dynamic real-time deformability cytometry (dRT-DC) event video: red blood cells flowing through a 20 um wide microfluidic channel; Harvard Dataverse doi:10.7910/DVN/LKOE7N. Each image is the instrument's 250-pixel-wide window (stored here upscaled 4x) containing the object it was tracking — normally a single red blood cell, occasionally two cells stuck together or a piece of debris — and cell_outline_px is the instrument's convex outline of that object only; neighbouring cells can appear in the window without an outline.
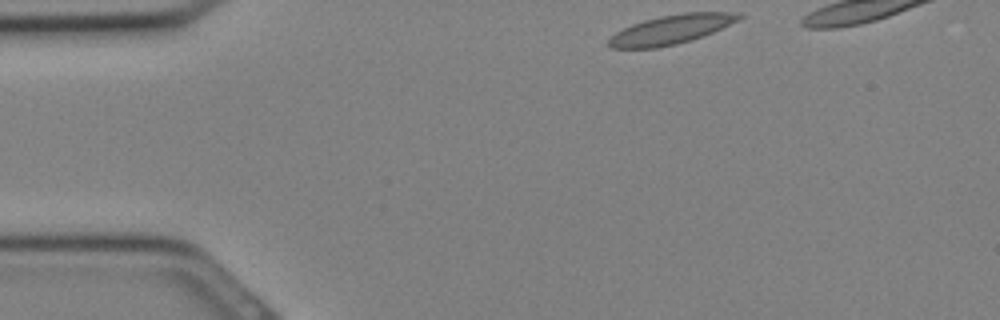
{"species": "Egyptian fruit bat (a non-hibernating species)", "species_latin": "Rousettus aegyptiacus", "temperature_condition": "cold", "stored_images_in_passage": 11, "camera_frame_rate_fps": 3000, "um_per_image_px": 0.085, "animal": {"sex": "female"}, "frame": {"image": 1, "passage_image": 1, "time_ms": 0.0, "image_size_px": [1000, 320], "cell_outline_px": [[744, 16], [712, 32], [676, 44], [656, 48], [612, 48], [608, 44], [608, 40], [616, 32], [632, 24], [644, 20], [660, 16], [684, 12], [744, 12]], "centroid_in_image_um": [57.03, 2.49], "position_along_channel_um": 28.0, "area_um2": 21.73}}
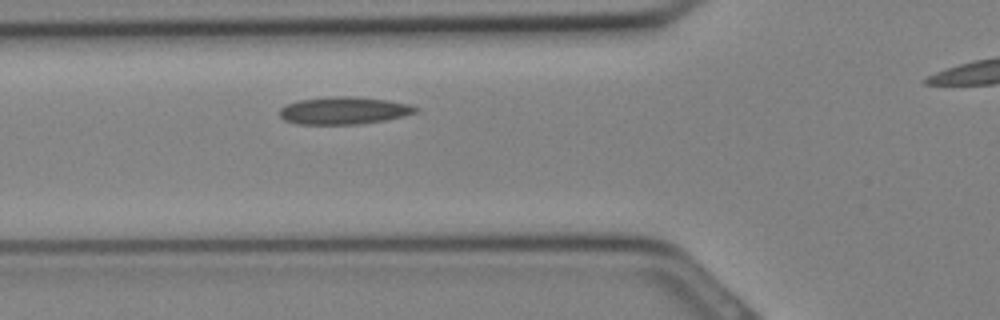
{"frame": {"image": 2, "passage_image": 7, "time_ms": 2.0, "image_size_px": [1000, 320], "cell_outline_px": [[420, 108], [416, 112], [404, 116], [384, 120], [356, 124], [296, 124], [284, 120], [280, 116], [280, 108], [296, 100], [328, 96], [352, 96], [388, 100], [408, 104]], "centroid_in_image_um": [29.2, 9.39], "position_along_channel_um": 96.6, "area_um2": 21.79}}
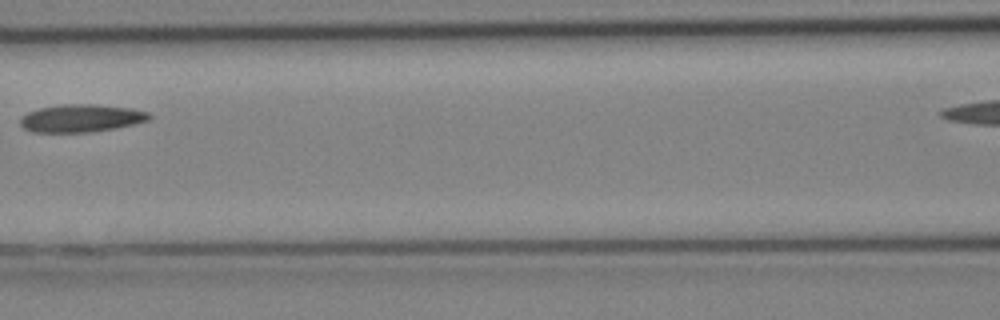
{"frame": {"image": 3, "passage_image": 10, "time_ms": 3.0, "image_size_px": [1000, 320], "cell_outline_px": [[152, 116], [148, 120], [116, 128], [92, 132], [32, 132], [24, 128], [20, 124], [20, 120], [28, 112], [40, 108], [60, 104], [96, 104], [132, 108], [148, 112]], "centroid_in_image_um": [6.91, 10.04], "position_along_channel_um": 159.7, "area_um2": 20.81}}